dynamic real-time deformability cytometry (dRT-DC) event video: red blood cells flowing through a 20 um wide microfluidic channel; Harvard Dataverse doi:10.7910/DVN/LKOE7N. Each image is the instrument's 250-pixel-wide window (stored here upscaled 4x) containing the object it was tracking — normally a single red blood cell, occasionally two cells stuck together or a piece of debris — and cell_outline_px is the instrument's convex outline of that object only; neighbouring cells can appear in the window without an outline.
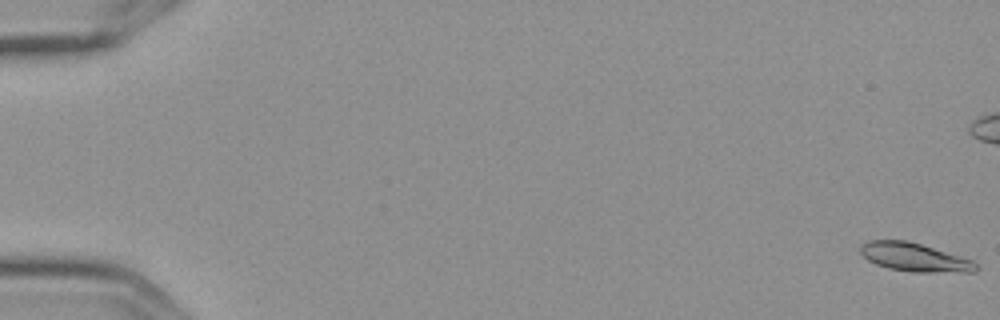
{"species": "Egyptian fruit bat (a non-hibernating species)", "species_latin": "Rousettus aegyptiacus", "temperature_condition": "cold", "stored_images_in_passage": 8, "camera_frame_rate_fps": 3000, "um_per_image_px": 0.085, "frame": {"image": 1, "passage_image": 1, "time_ms": 0.0, "image_size_px": [1000, 320], "cell_outline_px": [[980, 268], [976, 272], [912, 272], [888, 268], [876, 264], [868, 260], [860, 252], [860, 244], [868, 240], [908, 240], [960, 256], [972, 260]], "centroid_in_image_um": [77.73, 21.87], "position_along_channel_um": 7.3, "area_um2": 19.25}}
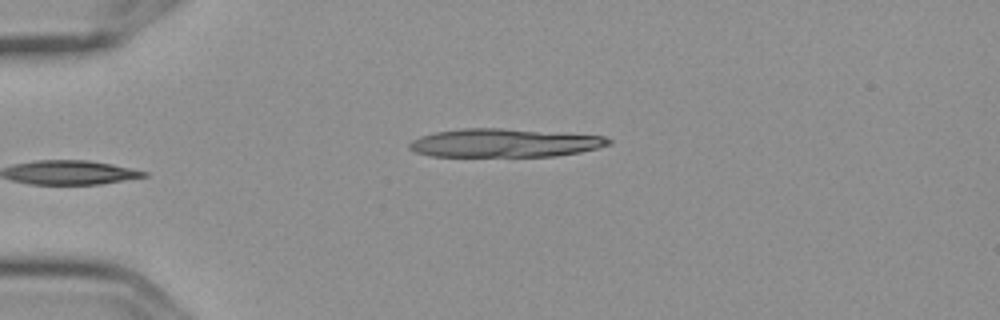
{"frame": {"image": 2, "passage_image": 6, "time_ms": 1.667, "image_size_px": [1000, 320], "cell_outline_px": [[612, 144], [580, 152], [556, 156], [432, 156], [416, 152], [408, 148], [408, 144], [412, 140], [420, 136], [436, 132], [460, 128], [500, 128], [604, 136], [612, 140]], "centroid_in_image_um": [42.86, 12.15], "position_along_channel_um": 42.1, "area_um2": 32.89}}